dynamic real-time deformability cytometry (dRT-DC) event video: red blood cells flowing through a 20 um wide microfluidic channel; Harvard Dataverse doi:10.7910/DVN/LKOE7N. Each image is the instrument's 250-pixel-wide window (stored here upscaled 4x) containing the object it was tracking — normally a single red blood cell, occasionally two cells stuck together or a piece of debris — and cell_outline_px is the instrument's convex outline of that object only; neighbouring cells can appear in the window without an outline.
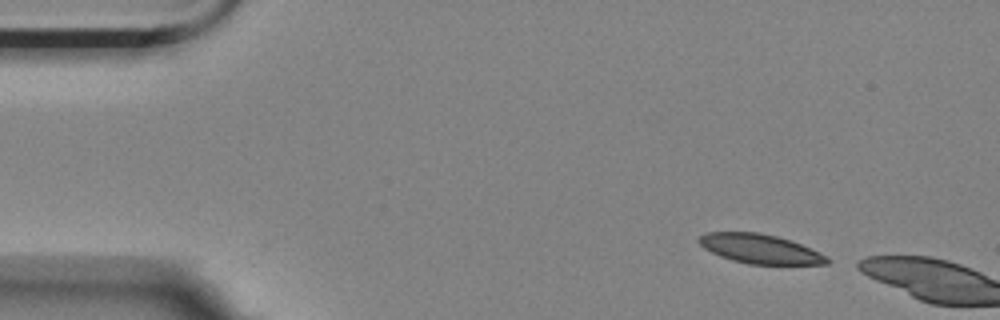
{"species": "Egyptian fruit bat (a non-hibernating species)", "species_latin": "Rousettus aegyptiacus", "temperature_condition": "room temperature", "stored_images_in_passage": 2, "camera_frame_rate_fps": 3000, "um_per_image_px": 0.085, "animal": {"sex": "female"}, "frame": {"image": 1, "passage_image": 1, "time_ms": 0.0, "image_size_px": [1000, 320], "cell_outline_px": [[828, 264], [748, 264], [732, 260], [720, 256], [704, 248], [696, 240], [700, 236], [708, 232], [760, 232], [792, 240], [820, 252], [828, 256]], "centroid_in_image_um": [64.61, 21.14], "position_along_channel_um": 20.4, "area_um2": 21.91}}